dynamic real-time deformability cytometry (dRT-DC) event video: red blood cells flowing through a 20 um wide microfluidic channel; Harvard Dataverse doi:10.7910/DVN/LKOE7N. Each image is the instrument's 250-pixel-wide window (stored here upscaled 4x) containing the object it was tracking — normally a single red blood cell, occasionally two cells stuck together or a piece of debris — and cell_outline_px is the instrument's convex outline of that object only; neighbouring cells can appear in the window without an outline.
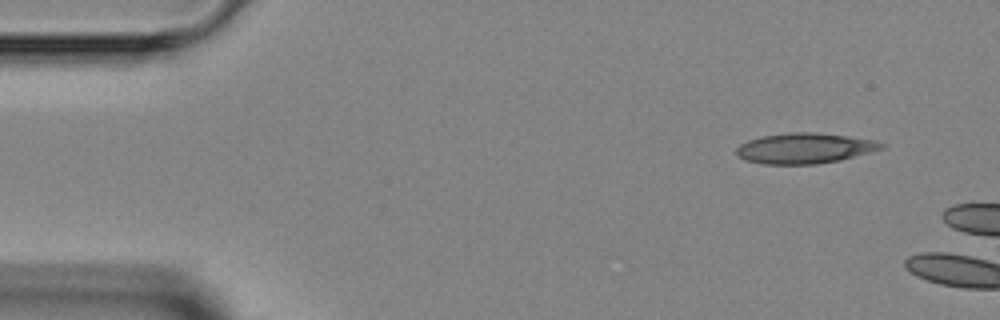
{"species": "Egyptian fruit bat (a non-hibernating species)", "species_latin": "Rousettus aegyptiacus", "temperature_condition": "room temperature", "stored_images_in_passage": 2, "camera_frame_rate_fps": 3000, "um_per_image_px": 0.085, "animal": {"sex": "female"}, "frame": {"image": 1, "passage_image": 1, "time_ms": 0.0, "image_size_px": [1000, 320], "cell_outline_px": [[888, 144], [884, 148], [872, 152], [840, 160], [816, 164], [764, 164], [744, 160], [736, 152], [736, 148], [740, 144], [748, 140], [764, 136], [792, 132], [812, 132], [876, 140]], "centroid_in_image_um": [68.44, 12.61], "position_along_channel_um": 16.6, "area_um2": 25.66}}